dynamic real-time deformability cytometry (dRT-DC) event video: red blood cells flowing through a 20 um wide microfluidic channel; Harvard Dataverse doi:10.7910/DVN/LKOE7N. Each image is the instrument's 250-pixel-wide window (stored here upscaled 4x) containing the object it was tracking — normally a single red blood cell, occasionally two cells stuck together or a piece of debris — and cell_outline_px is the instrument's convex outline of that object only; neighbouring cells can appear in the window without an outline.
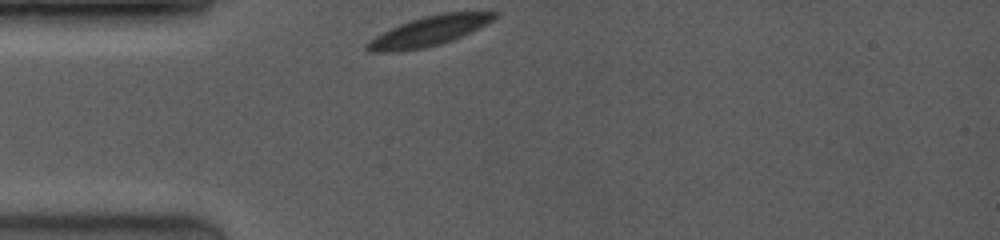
{"species": "common noctule bat (a hibernating species)", "species_latin": "Nyctalus noctula", "temperature_condition": "room temperature", "stored_images_in_passage": 29, "camera_frame_rate_fps": 3500, "um_per_image_px": 0.085, "animal": {"sex": "female", "body_mass_g": 19.0, "forearm_length_mm": 53.3}, "frame": {"image": 1, "passage_image": 1, "time_ms": 0.0, "image_size_px": [1000, 240], "cell_outline_px": [[500, 16], [452, 40], [440, 44], [424, 48], [396, 52], [368, 52], [364, 48], [364, 44], [368, 40], [400, 24], [424, 16], [444, 12], [496, 12]], "centroid_in_image_um": [36.39, 2.66], "position_along_channel_um": 48.6, "area_um2": 21.73}}
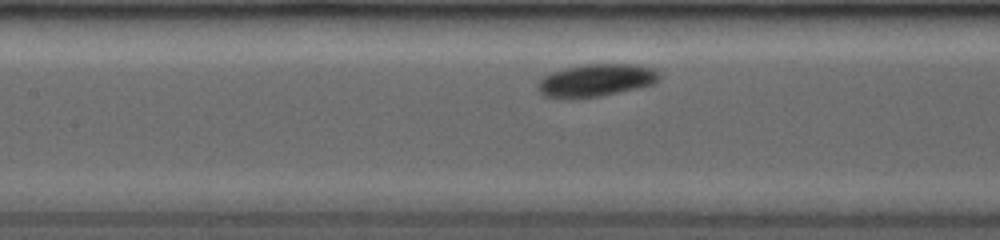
{"frame": {"image": 2, "passage_image": 11, "time_ms": 3.143, "image_size_px": [1000, 240], "cell_outline_px": [[660, 80], [656, 84], [600, 96], [544, 96], [536, 88], [536, 84], [544, 76], [552, 72], [564, 68], [584, 64], [632, 64], [652, 68], [660, 76]], "centroid_in_image_um": [50.7, 6.79], "position_along_channel_um": 156.7, "area_um2": 22.54}}
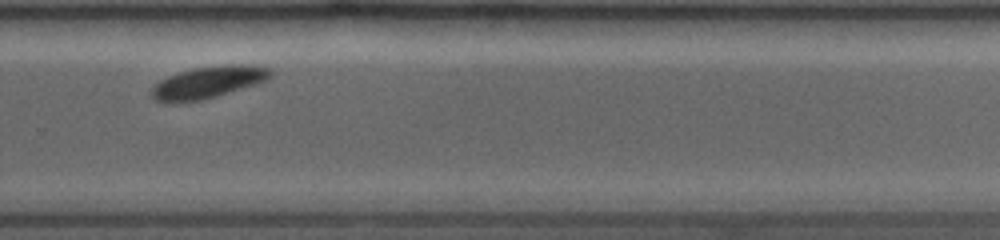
{"frame": {"image": 3, "passage_image": 26, "time_ms": 7.143, "image_size_px": [1000, 240], "cell_outline_px": [[272, 76], [268, 80], [256, 84], [216, 96], [200, 100], [152, 100], [152, 84], [168, 76], [180, 72], [196, 68], [228, 64], [248, 64], [272, 68]], "centroid_in_image_um": [17.77, 6.95], "position_along_channel_um": 312.0, "area_um2": 21.68}}